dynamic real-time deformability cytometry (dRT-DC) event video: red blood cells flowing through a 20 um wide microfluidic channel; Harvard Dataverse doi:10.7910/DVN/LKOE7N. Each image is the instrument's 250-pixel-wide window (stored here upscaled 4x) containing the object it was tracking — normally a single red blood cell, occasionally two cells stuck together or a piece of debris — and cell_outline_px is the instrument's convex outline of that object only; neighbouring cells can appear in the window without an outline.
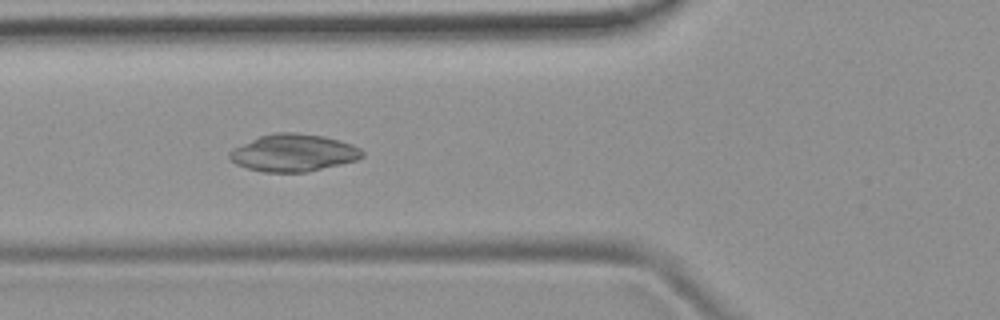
{"species": "common noctule bat (a hibernating species)", "species_latin": "Nyctalus noctula", "temperature_condition": "room temperature", "stored_images_in_passage": 31, "camera_frame_rate_fps": 3000, "um_per_image_px": 0.085, "animal": {"sex": "female", "body_mass_g": 19.9}, "frame": {"image": 1, "passage_image": 5, "time_ms": 1.333, "image_size_px": [1000, 320], "cell_outline_px": [[364, 156], [356, 160], [340, 164], [304, 172], [264, 172], [248, 168], [236, 164], [228, 156], [228, 152], [232, 148], [260, 136], [276, 132], [292, 132], [324, 136], [340, 140], [352, 144], [360, 148], [364, 152]], "centroid_in_image_um": [24.94, 12.98], "position_along_channel_um": 100.9, "area_um2": 28.73}}
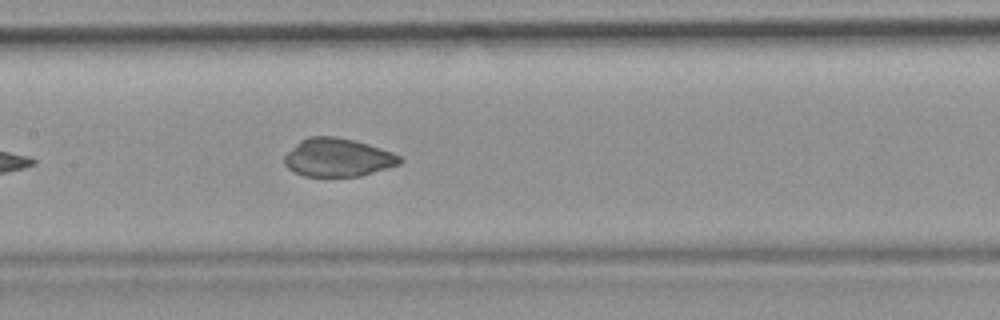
{"frame": {"image": 2, "passage_image": 11, "time_ms": 3.333, "image_size_px": [1000, 320], "cell_outline_px": [[404, 160], [400, 164], [360, 176], [304, 176], [288, 168], [284, 164], [284, 156], [300, 140], [308, 136], [336, 136], [368, 144], [392, 152], [400, 156]], "centroid_in_image_um": [28.71, 13.38], "position_along_channel_um": 178.7, "area_um2": 25.61}}
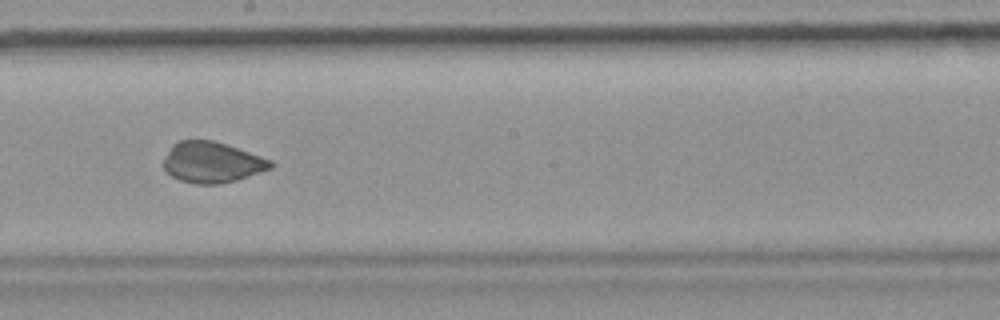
{"frame": {"image": 3, "passage_image": 15, "time_ms": 4.667, "image_size_px": [1000, 320], "cell_outline_px": [[272, 168], [236, 180], [220, 184], [196, 184], [180, 180], [172, 176], [164, 168], [164, 160], [172, 144], [180, 140], [212, 140], [272, 160]], "centroid_in_image_um": [18.0, 13.8], "position_along_channel_um": 230.2, "area_um2": 25.09}, "authors_computed_cell_mechanics": {"area_um2": 25.721, "velocity_mm_per_s": 3.8909, "shape_relaxation_time_tau1_ms": null, "shape_relaxation_time_tau2_ms": 1.0207, "deformation_change_tau1": null, "deformation_change_tau2": 0.0522}}